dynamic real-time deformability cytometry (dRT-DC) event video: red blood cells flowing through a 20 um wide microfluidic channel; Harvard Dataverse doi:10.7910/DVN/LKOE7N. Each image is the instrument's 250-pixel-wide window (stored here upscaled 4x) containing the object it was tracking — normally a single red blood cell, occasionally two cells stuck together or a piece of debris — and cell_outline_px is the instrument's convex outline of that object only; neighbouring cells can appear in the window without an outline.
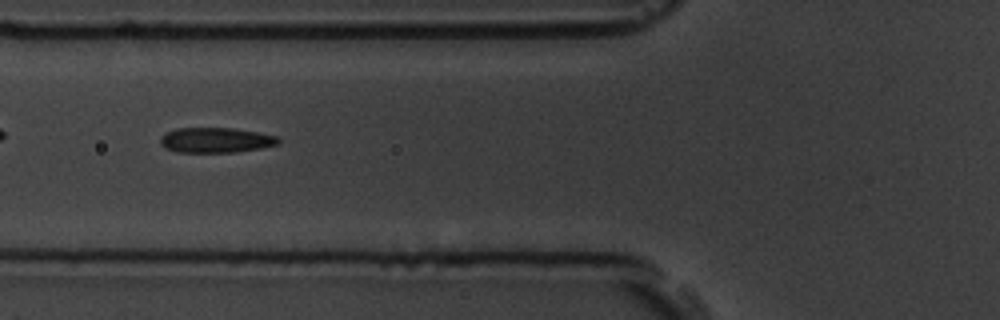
{"species": "common noctule bat (a hibernating species)", "species_latin": "Nyctalus noctula", "temperature_condition": "room temperature", "stored_images_in_passage": 10, "camera_frame_rate_fps": 3000, "um_per_image_px": 0.085, "animal": {"sex": "male", "body_mass_g": 19.5, "forearm_length_mm": 54.6}, "frame": {"image": 1, "passage_image": 7, "time_ms": 7.0, "image_size_px": [1000, 320], "cell_outline_px": [[280, 144], [260, 148], [236, 152], [176, 152], [164, 148], [160, 144], [160, 136], [176, 128], [232, 128], [256, 132], [276, 136], [280, 140]], "centroid_in_image_um": [18.31, 11.91], "position_along_channel_um": 107.5, "area_um2": 17.28}}
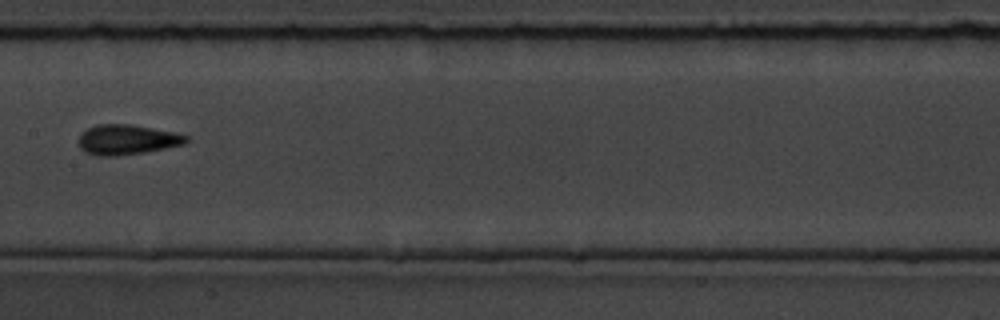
{"frame": {"image": 2, "passage_image": 9, "time_ms": 9.333, "image_size_px": [1000, 320], "cell_outline_px": [[188, 140], [184, 144], [144, 152], [116, 156], [100, 156], [84, 152], [80, 148], [80, 132], [96, 124], [128, 124], [176, 132], [188, 136]], "centroid_in_image_um": [10.78, 11.86], "position_along_channel_um": 196.6, "area_um2": 18.73}}